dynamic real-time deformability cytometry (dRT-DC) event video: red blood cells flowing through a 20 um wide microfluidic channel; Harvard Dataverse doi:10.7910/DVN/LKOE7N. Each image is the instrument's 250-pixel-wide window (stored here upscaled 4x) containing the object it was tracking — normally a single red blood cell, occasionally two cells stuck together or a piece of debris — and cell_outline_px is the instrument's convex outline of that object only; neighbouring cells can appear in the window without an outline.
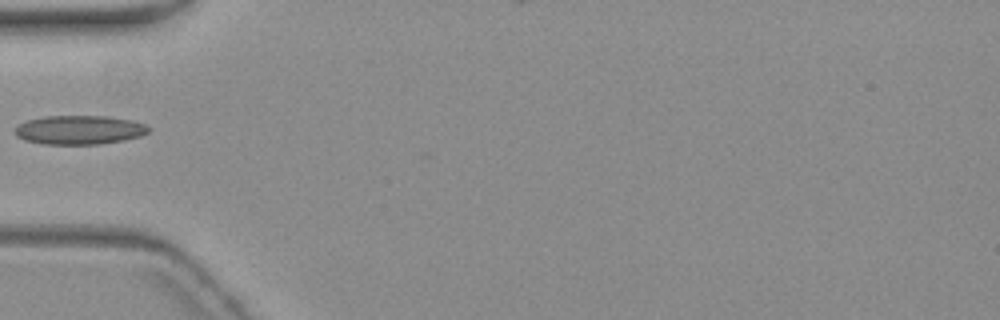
{"species": "common noctule bat (a hibernating species)", "species_latin": "Nyctalus noctula", "temperature_condition": "warm", "stored_images_in_passage": 1, "camera_frame_rate_fps": 3000, "um_per_image_px": 0.085, "animal": {"sex": "female", "body_mass_g": 19.3, "forearm_length_mm": 54.1}, "frame": {"image": 1, "passage_image": 1, "time_ms": 0.0, "image_size_px": [1000, 320], "cell_outline_px": [[152, 128], [148, 132], [140, 136], [124, 140], [100, 144], [44, 144], [24, 140], [16, 136], [16, 128], [20, 124], [28, 120], [44, 116], [108, 116], [132, 120], [144, 124]], "centroid_in_image_um": [6.78, 11.04], "position_along_channel_um": 78.2, "area_um2": 22.54}}